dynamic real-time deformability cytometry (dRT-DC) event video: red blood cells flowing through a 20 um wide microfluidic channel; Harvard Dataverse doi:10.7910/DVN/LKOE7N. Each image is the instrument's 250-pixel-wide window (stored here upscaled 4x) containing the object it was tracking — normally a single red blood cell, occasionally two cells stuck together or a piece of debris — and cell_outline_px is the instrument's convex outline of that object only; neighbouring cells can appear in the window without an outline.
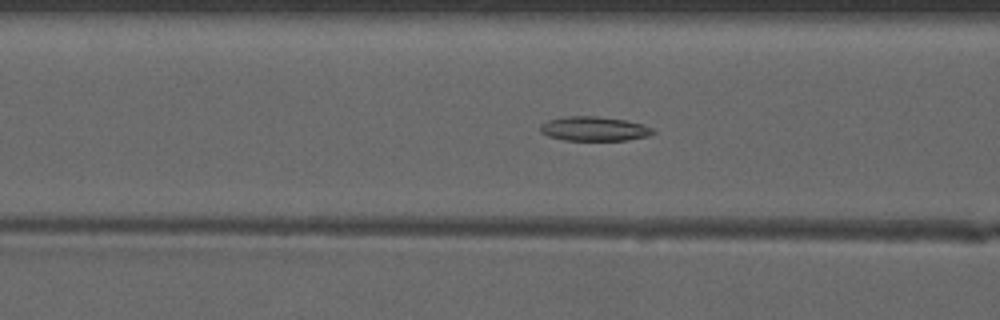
{"species": "common noctule bat (a hibernating species)", "species_latin": "Nyctalus noctula", "temperature_condition": "warm", "stored_images_in_passage": 35, "camera_frame_rate_fps": 3000, "um_per_image_px": 0.085, "animal": {"sex": "male", "forearm_length_mm": 52.5}, "frame": {"image": 1, "passage_image": 6, "time_ms": 1.667, "image_size_px": [1000, 320], "cell_outline_px": [[656, 132], [648, 136], [628, 140], [564, 140], [548, 136], [540, 132], [540, 124], [548, 120], [568, 116], [596, 116], [624, 120], [644, 124], [652, 128]], "centroid_in_image_um": [50.5, 10.95], "position_along_channel_um": 116.1, "area_um2": 16.01}}
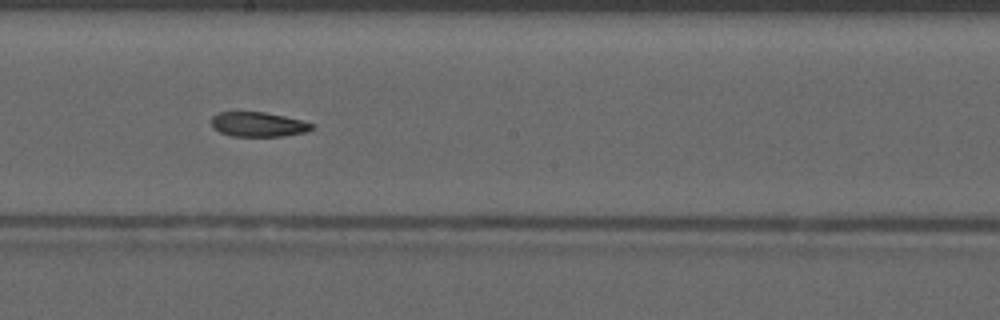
{"frame": {"image": 2, "passage_image": 14, "time_ms": 4.333, "image_size_px": [1000, 320], "cell_outline_px": [[316, 124], [312, 128], [304, 132], [284, 136], [232, 136], [220, 132], [212, 128], [212, 116], [220, 112], [264, 112], [304, 120]], "centroid_in_image_um": [21.96, 10.57], "position_along_channel_um": 226.2, "area_um2": 14.45}}
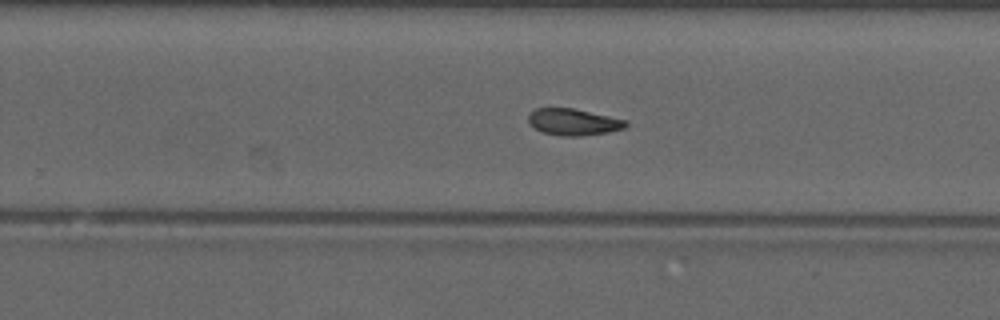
{"frame": {"image": 3, "passage_image": 18, "time_ms": 5.667, "image_size_px": [1000, 320], "cell_outline_px": [[628, 124], [624, 128], [608, 132], [580, 136], [560, 136], [544, 132], [528, 124], [528, 112], [536, 108], [572, 108], [628, 120]], "centroid_in_image_um": [48.72, 10.36], "position_along_channel_um": 281.1, "area_um2": 15.14}, "authors_computed_cell_mechanics": {"area_um2": 15.4326, "velocity_mm_per_s": 4.1382, "shape_relaxation_time_tau1_ms": null, "shape_relaxation_time_tau2_ms": 7.5167, "deformation_change_tau1": null, "deformation_change_tau2": 0.1276}}